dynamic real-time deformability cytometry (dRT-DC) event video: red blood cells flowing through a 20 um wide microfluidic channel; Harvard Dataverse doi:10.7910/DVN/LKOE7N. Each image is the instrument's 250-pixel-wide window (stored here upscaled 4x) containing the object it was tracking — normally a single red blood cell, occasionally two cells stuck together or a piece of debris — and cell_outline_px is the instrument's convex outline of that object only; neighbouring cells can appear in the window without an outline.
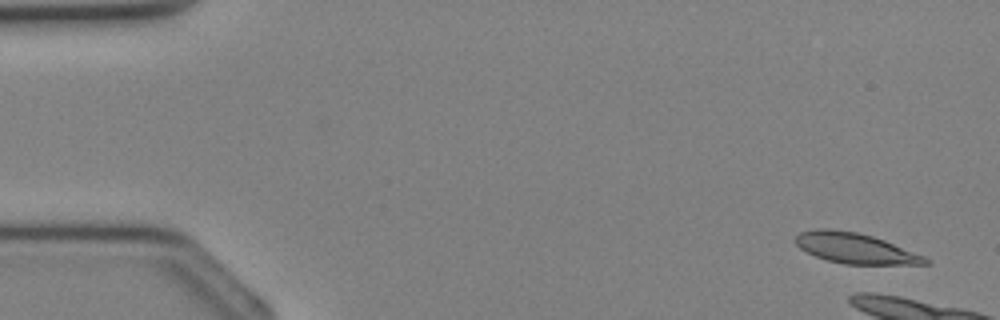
{"species": "Egyptian fruit bat (a non-hibernating species)", "species_latin": "Rousettus aegyptiacus", "temperature_condition": "cold", "stored_images_in_passage": 8, "camera_frame_rate_fps": 3000, "um_per_image_px": 0.085, "animal": {"sex": "female"}, "frame": {"image": 1, "passage_image": 2, "time_ms": 0.333, "image_size_px": [1000, 320], "cell_outline_px": [[932, 260], [928, 264], [844, 264], [828, 260], [816, 256], [800, 248], [792, 240], [800, 232], [816, 228], [828, 228], [856, 232], [872, 236], [884, 240], [924, 256]], "centroid_in_image_um": [72.67, 21.09], "position_along_channel_um": 12.3, "area_um2": 22.89}}